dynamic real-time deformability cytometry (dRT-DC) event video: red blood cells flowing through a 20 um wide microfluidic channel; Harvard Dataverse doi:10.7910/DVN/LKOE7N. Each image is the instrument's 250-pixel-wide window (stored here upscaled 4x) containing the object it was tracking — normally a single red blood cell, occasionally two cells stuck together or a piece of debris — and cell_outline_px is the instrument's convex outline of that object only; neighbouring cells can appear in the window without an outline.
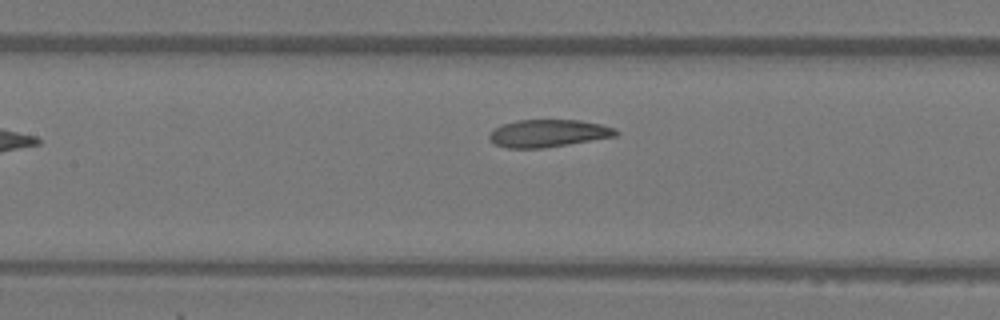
{"species": "Egyptian fruit bat (a non-hibernating species)", "species_latin": "Rousettus aegyptiacus", "temperature_condition": "warm", "stored_images_in_passage": 8, "camera_frame_rate_fps": 3000, "um_per_image_px": 0.085, "animal": {"sex": "female"}, "frame": {"image": 1, "passage_image": 7, "time_ms": 2.0, "image_size_px": [1000, 320], "cell_outline_px": [[620, 132], [616, 136], [568, 144], [540, 148], [508, 148], [496, 144], [488, 136], [488, 132], [492, 128], [516, 120], [580, 120], [600, 124], [616, 128]], "centroid_in_image_um": [46.59, 11.32], "position_along_channel_um": 160.8, "area_um2": 20.23}}
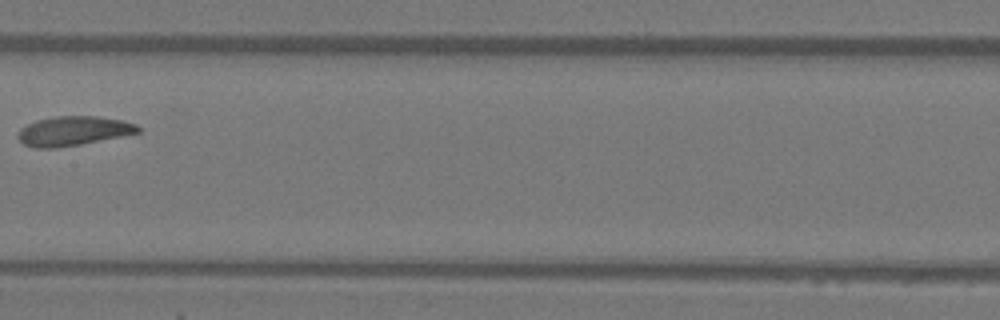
{"frame": {"image": 2, "passage_image": 8, "time_ms": 2.333, "image_size_px": [1000, 320], "cell_outline_px": [[140, 132], [80, 144], [56, 148], [36, 148], [24, 144], [16, 136], [20, 128], [36, 120], [56, 116], [96, 116], [120, 120], [136, 124], [140, 128]], "centroid_in_image_um": [6.19, 11.13], "position_along_channel_um": 201.2, "area_um2": 20.35}}